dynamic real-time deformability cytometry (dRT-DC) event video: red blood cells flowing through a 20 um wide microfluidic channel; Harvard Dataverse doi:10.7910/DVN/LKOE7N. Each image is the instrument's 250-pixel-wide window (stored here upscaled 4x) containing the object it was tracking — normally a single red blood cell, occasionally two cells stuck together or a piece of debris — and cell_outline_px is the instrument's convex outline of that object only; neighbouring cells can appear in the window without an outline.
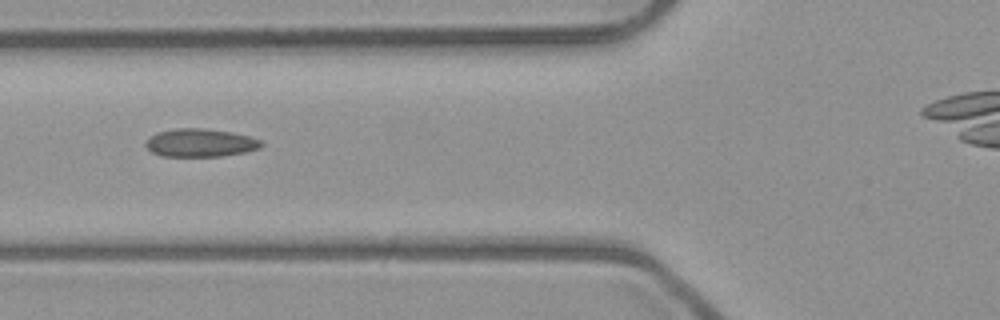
{"species": "common noctule bat (a hibernating species)", "species_latin": "Nyctalus noctula", "temperature_condition": "room temperature", "stored_images_in_passage": 5, "camera_frame_rate_fps": 3000, "um_per_image_px": 0.085, "animal": {"sex": "male", "body_mass_g": 23.1, "forearm_length_mm": 52.7}, "frame": {"image": 1, "passage_image": 5, "time_ms": 1.333, "image_size_px": [1000, 320], "cell_outline_px": [[264, 144], [260, 148], [244, 152], [220, 156], [160, 156], [152, 152], [144, 144], [156, 132], [176, 128], [200, 128], [228, 132], [248, 136], [260, 140]], "centroid_in_image_um": [17.0, 12.14], "position_along_channel_um": 108.8, "area_um2": 18.67}}